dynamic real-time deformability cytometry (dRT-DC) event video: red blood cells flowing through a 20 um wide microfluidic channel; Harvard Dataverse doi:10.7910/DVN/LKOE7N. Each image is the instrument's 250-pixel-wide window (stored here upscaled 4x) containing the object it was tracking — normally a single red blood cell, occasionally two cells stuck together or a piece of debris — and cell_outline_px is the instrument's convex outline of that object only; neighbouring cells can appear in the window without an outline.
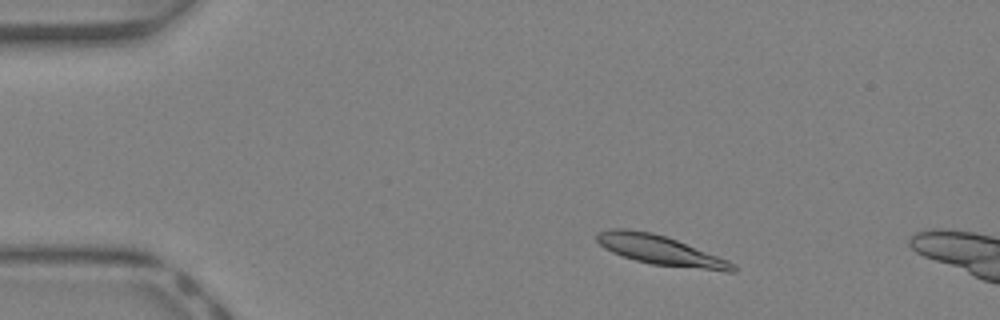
{"species": "Egyptian fruit bat (a non-hibernating species)", "species_latin": "Rousettus aegyptiacus", "temperature_condition": "warm", "stored_images_in_passage": 10, "camera_frame_rate_fps": 3000, "um_per_image_px": 0.085, "animal": {"sex": "female"}, "frame": {"image": 1, "passage_image": 5, "time_ms": 1.333, "image_size_px": [1000, 320], "cell_outline_px": [[736, 272], [724, 272], [652, 264], [636, 260], [612, 252], [604, 248], [596, 240], [596, 232], [608, 228], [628, 228], [652, 232], [676, 240], [728, 260], [736, 264]], "centroid_in_image_um": [56.12, 21.27], "position_along_channel_um": 28.9, "area_um2": 23.47}}